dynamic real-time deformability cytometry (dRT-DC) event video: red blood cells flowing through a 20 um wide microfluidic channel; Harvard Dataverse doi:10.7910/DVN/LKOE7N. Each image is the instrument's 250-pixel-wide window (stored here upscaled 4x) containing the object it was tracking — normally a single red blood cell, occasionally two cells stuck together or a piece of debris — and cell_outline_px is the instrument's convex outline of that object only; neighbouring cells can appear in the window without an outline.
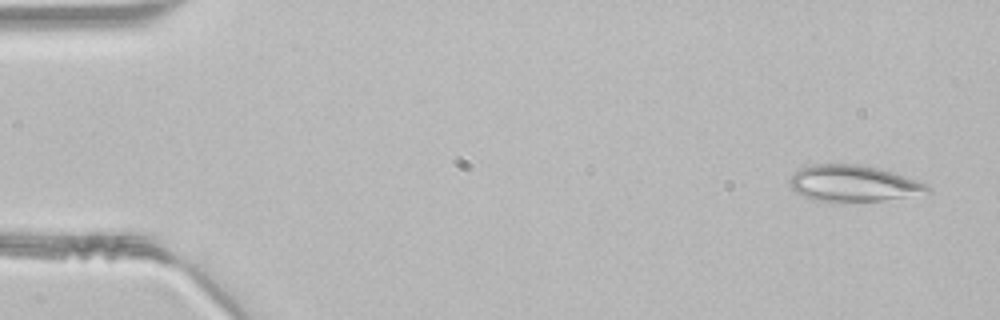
{"species": "common noctule bat (a hibernating species)", "species_latin": "Nyctalus noctula", "temperature_condition": "room temperature", "stored_images_in_passage": 46, "camera_frame_rate_fps": 3000, "um_per_image_px": 0.085, "animal": {"sex": "male", "body_mass_g": 21.5, "forearm_length_mm": 52.0}, "frame": {"image": 1, "passage_image": 2, "time_ms": 0.333, "image_size_px": [1000, 320], "cell_outline_px": [[932, 192], [884, 200], [812, 200], [796, 192], [788, 184], [788, 180], [800, 168], [812, 164], [856, 164], [876, 168], [892, 172], [916, 180], [932, 188]], "centroid_in_image_um": [72.51, 15.57], "position_along_channel_um": 12.5, "area_um2": 28.5}}
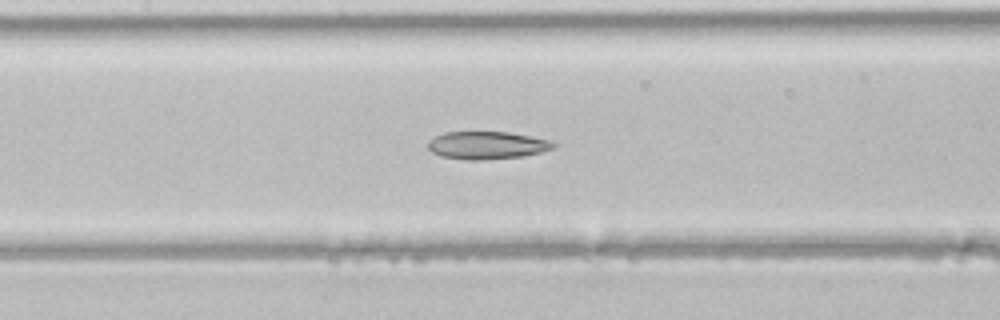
{"frame": {"image": 2, "passage_image": 21, "time_ms": 6.667, "image_size_px": [1000, 320], "cell_outline_px": [[556, 144], [552, 148], [540, 152], [524, 156], [484, 160], [468, 160], [440, 156], [432, 152], [428, 148], [428, 140], [444, 132], [508, 132], [532, 136], [552, 140]], "centroid_in_image_um": [41.39, 12.35], "position_along_channel_um": 166.0, "area_um2": 20.35}}
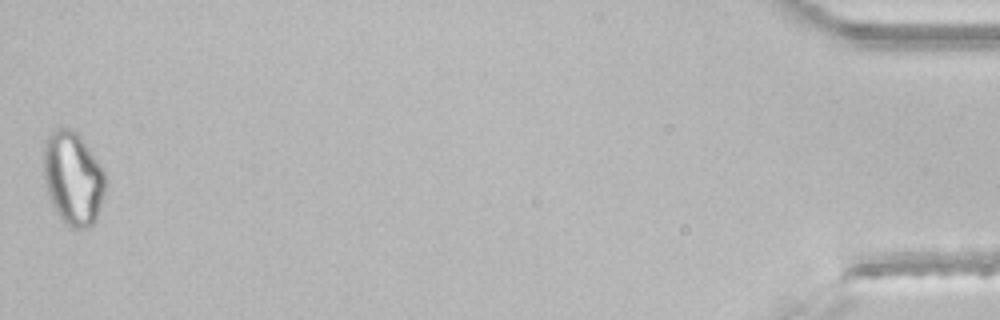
{"frame": {"image": 3, "passage_image": 46, "time_ms": 15.0, "image_size_px": [1000, 320], "cell_outline_px": [[104, 192], [100, 208], [96, 220], [88, 228], [72, 228], [64, 224], [56, 212], [52, 204], [44, 180], [44, 148], [48, 136], [52, 132], [60, 128], [68, 128], [76, 132], [80, 136], [100, 164], [104, 172]], "centroid_in_image_um": [6.2, 15.19], "position_along_channel_um": 429.0, "area_um2": 33.23}}